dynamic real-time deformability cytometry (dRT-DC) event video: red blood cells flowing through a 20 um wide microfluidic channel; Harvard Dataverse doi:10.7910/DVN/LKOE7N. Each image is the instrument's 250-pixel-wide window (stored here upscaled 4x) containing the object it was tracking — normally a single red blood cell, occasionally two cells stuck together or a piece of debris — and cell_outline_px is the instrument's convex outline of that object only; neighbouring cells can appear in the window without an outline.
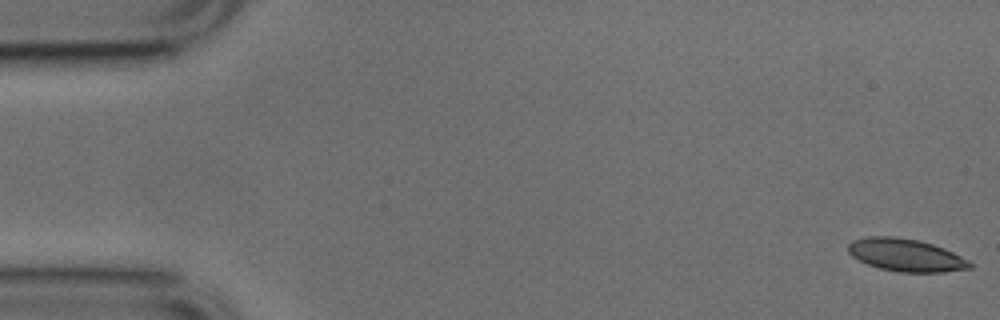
{"species": "common noctule bat (a hibernating species)", "species_latin": "Nyctalus noctula", "temperature_condition": "cold", "stored_images_in_passage": 14, "camera_frame_rate_fps": 3000, "um_per_image_px": 0.085, "animal": {"sex": "male", "body_mass_g": 17.9, "forearm_length_mm": 54.2}, "frame": {"image": 1, "passage_image": 1, "time_ms": 0.0, "image_size_px": [1000, 320], "cell_outline_px": [[972, 268], [944, 272], [900, 272], [880, 268], [868, 264], [852, 256], [848, 252], [848, 244], [852, 240], [868, 236], [896, 236], [920, 240], [944, 248], [968, 260], [972, 264]], "centroid_in_image_um": [76.99, 21.67], "position_along_channel_um": 8.0, "area_um2": 23.12}}